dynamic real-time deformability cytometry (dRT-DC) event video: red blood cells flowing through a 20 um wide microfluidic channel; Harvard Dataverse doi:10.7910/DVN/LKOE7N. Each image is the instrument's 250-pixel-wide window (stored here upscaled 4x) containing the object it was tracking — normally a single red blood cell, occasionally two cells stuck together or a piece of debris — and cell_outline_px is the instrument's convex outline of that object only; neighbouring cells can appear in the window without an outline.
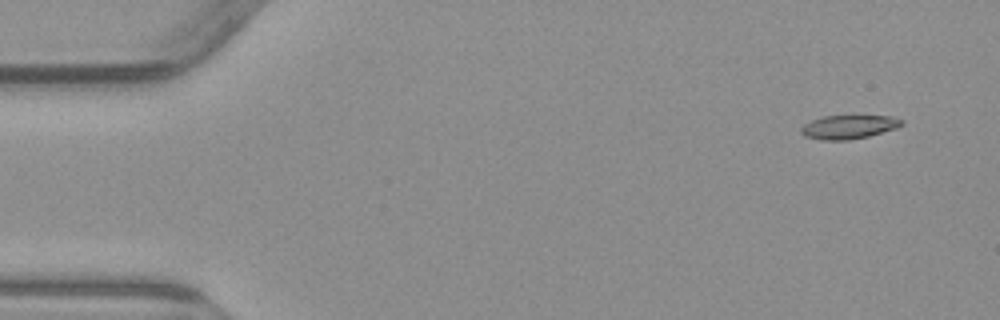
{"species": "common noctule bat (a hibernating species)", "species_latin": "Nyctalus noctula", "temperature_condition": "warm", "stored_images_in_passage": 6, "camera_frame_rate_fps": 3000, "um_per_image_px": 0.085, "animal": {"sex": "male", "body_mass_g": 23.1, "forearm_length_mm": 52.7}, "frame": {"image": 1, "passage_image": 2, "time_ms": 1.0, "image_size_px": [1000, 320], "cell_outline_px": [[904, 124], [896, 128], [868, 136], [848, 140], [820, 140], [804, 136], [800, 132], [800, 128], [804, 124], [812, 120], [824, 116], [892, 116], [904, 120]], "centroid_in_image_um": [72.13, 10.79], "position_along_channel_um": 12.9, "area_um2": 13.93}}
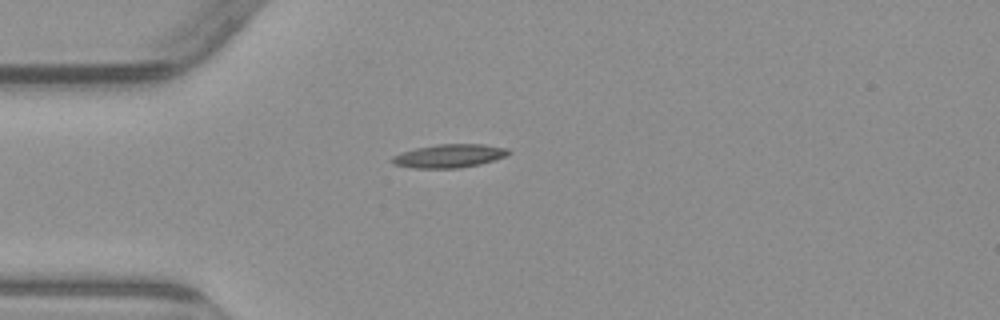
{"frame": {"image": 2, "passage_image": 5, "time_ms": 4.667, "image_size_px": [1000, 320], "cell_outline_px": [[512, 152], [508, 156], [480, 164], [460, 168], [412, 168], [392, 164], [392, 156], [400, 152], [416, 148], [436, 144], [484, 144], [508, 148]], "centroid_in_image_um": [38.21, 13.25], "position_along_channel_um": 46.8, "area_um2": 16.13}}